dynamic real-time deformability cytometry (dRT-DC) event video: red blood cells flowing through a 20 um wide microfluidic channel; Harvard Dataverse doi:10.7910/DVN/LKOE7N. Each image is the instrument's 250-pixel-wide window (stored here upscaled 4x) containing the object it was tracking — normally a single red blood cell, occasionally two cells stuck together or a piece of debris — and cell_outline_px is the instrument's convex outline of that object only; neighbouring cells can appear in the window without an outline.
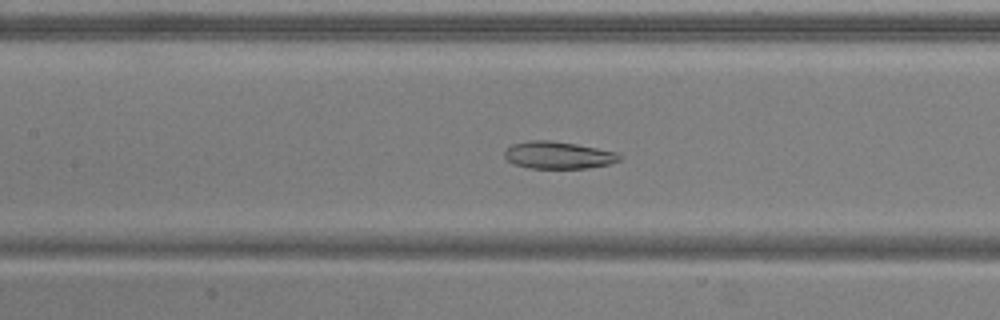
{"species": "common noctule bat (a hibernating species)", "species_latin": "Nyctalus noctula", "temperature_condition": "warm", "stored_images_in_passage": 54, "camera_frame_rate_fps": 3000, "um_per_image_px": 0.085, "animal": {"sex": "male", "body_mass_g": 20.5, "forearm_length_mm": 52.5}, "frame": {"image": 1, "passage_image": 25, "time_ms": 8.0, "image_size_px": [1000, 320], "cell_outline_px": [[620, 160], [608, 164], [588, 168], [528, 168], [512, 164], [504, 156], [504, 152], [512, 144], [528, 140], [548, 140], [576, 144], [616, 152], [620, 156]], "centroid_in_image_um": [47.4, 13.19], "position_along_channel_um": 160.0, "area_um2": 18.15}}
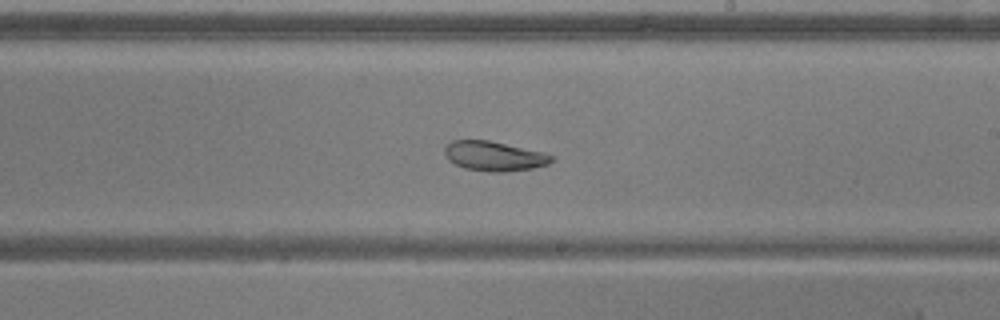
{"frame": {"image": 2, "passage_image": 32, "time_ms": 10.333, "image_size_px": [1000, 320], "cell_outline_px": [[556, 160], [548, 164], [532, 168], [504, 172], [488, 172], [464, 168], [448, 160], [444, 152], [444, 148], [452, 140], [488, 140], [544, 152], [552, 156]], "centroid_in_image_um": [42.01, 13.27], "position_along_channel_um": 247.0, "area_um2": 18.5}}
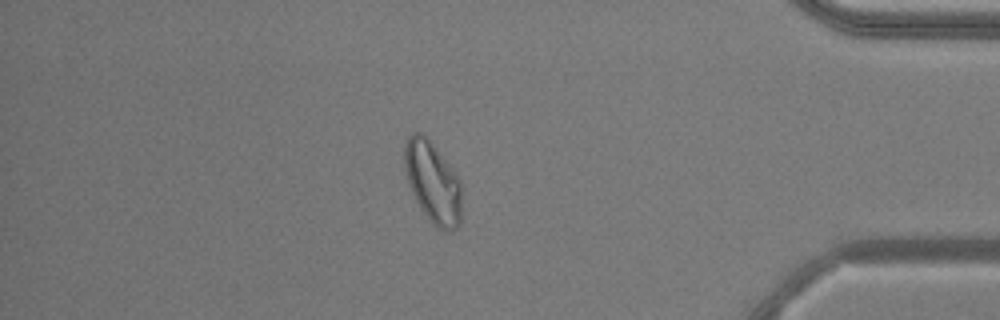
{"frame": {"image": 3, "passage_image": 47, "time_ms": 15.333, "image_size_px": [1000, 320], "cell_outline_px": [[460, 224], [452, 232], [444, 232], [436, 228], [432, 224], [420, 208], [412, 192], [404, 168], [404, 144], [408, 136], [412, 132], [420, 132], [428, 136], [460, 180]], "centroid_in_image_um": [36.77, 15.49], "position_along_channel_um": 398.4, "area_um2": 27.28}, "authors_computed_cell_mechanics": {"area_um2": 25.8077, "velocity_mm_per_s": 3.7456, "shape_relaxation_time_tau1_ms": null, "shape_relaxation_time_tau2_ms": 2.8743, "deformation_change_tau1": null, "deformation_change_tau2": 0.0951}}